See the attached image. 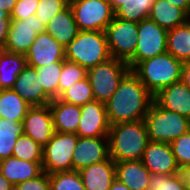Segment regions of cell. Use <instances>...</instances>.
<instances>
[{"label": "cell", "mask_w": 190, "mask_h": 190, "mask_svg": "<svg viewBox=\"0 0 190 190\" xmlns=\"http://www.w3.org/2000/svg\"><path fill=\"white\" fill-rule=\"evenodd\" d=\"M154 101L138 77L130 70L105 103L110 125L143 120Z\"/></svg>", "instance_id": "obj_1"}, {"label": "cell", "mask_w": 190, "mask_h": 190, "mask_svg": "<svg viewBox=\"0 0 190 190\" xmlns=\"http://www.w3.org/2000/svg\"><path fill=\"white\" fill-rule=\"evenodd\" d=\"M148 142V131L144 119L110 125L109 157L114 162L141 160Z\"/></svg>", "instance_id": "obj_2"}, {"label": "cell", "mask_w": 190, "mask_h": 190, "mask_svg": "<svg viewBox=\"0 0 190 190\" xmlns=\"http://www.w3.org/2000/svg\"><path fill=\"white\" fill-rule=\"evenodd\" d=\"M183 62L165 52L139 62L131 71L155 96L162 89L181 80Z\"/></svg>", "instance_id": "obj_3"}, {"label": "cell", "mask_w": 190, "mask_h": 190, "mask_svg": "<svg viewBox=\"0 0 190 190\" xmlns=\"http://www.w3.org/2000/svg\"><path fill=\"white\" fill-rule=\"evenodd\" d=\"M111 57L107 37L103 31H79L65 47V60L89 70Z\"/></svg>", "instance_id": "obj_4"}, {"label": "cell", "mask_w": 190, "mask_h": 190, "mask_svg": "<svg viewBox=\"0 0 190 190\" xmlns=\"http://www.w3.org/2000/svg\"><path fill=\"white\" fill-rule=\"evenodd\" d=\"M144 121L149 141L171 143L190 130V119L176 112L162 108L155 100Z\"/></svg>", "instance_id": "obj_5"}, {"label": "cell", "mask_w": 190, "mask_h": 190, "mask_svg": "<svg viewBox=\"0 0 190 190\" xmlns=\"http://www.w3.org/2000/svg\"><path fill=\"white\" fill-rule=\"evenodd\" d=\"M130 70L126 62L113 57L87 70L94 99L106 103Z\"/></svg>", "instance_id": "obj_6"}, {"label": "cell", "mask_w": 190, "mask_h": 190, "mask_svg": "<svg viewBox=\"0 0 190 190\" xmlns=\"http://www.w3.org/2000/svg\"><path fill=\"white\" fill-rule=\"evenodd\" d=\"M79 31H103L114 18L107 0H73L69 2Z\"/></svg>", "instance_id": "obj_7"}, {"label": "cell", "mask_w": 190, "mask_h": 190, "mask_svg": "<svg viewBox=\"0 0 190 190\" xmlns=\"http://www.w3.org/2000/svg\"><path fill=\"white\" fill-rule=\"evenodd\" d=\"M78 135L55 132L51 140L43 147L42 169L47 174L72 170Z\"/></svg>", "instance_id": "obj_8"}, {"label": "cell", "mask_w": 190, "mask_h": 190, "mask_svg": "<svg viewBox=\"0 0 190 190\" xmlns=\"http://www.w3.org/2000/svg\"><path fill=\"white\" fill-rule=\"evenodd\" d=\"M105 34L111 57L128 63L137 46L138 23L114 17Z\"/></svg>", "instance_id": "obj_9"}, {"label": "cell", "mask_w": 190, "mask_h": 190, "mask_svg": "<svg viewBox=\"0 0 190 190\" xmlns=\"http://www.w3.org/2000/svg\"><path fill=\"white\" fill-rule=\"evenodd\" d=\"M167 30L149 18L138 22L137 46L127 63L132 70L139 62L167 52Z\"/></svg>", "instance_id": "obj_10"}, {"label": "cell", "mask_w": 190, "mask_h": 190, "mask_svg": "<svg viewBox=\"0 0 190 190\" xmlns=\"http://www.w3.org/2000/svg\"><path fill=\"white\" fill-rule=\"evenodd\" d=\"M45 27L35 14L20 20L12 19L4 50L25 55Z\"/></svg>", "instance_id": "obj_11"}, {"label": "cell", "mask_w": 190, "mask_h": 190, "mask_svg": "<svg viewBox=\"0 0 190 190\" xmlns=\"http://www.w3.org/2000/svg\"><path fill=\"white\" fill-rule=\"evenodd\" d=\"M80 109L81 116L76 134L79 137H108L110 123L105 103L93 100Z\"/></svg>", "instance_id": "obj_12"}, {"label": "cell", "mask_w": 190, "mask_h": 190, "mask_svg": "<svg viewBox=\"0 0 190 190\" xmlns=\"http://www.w3.org/2000/svg\"><path fill=\"white\" fill-rule=\"evenodd\" d=\"M108 158V137H78L72 156V170L79 171Z\"/></svg>", "instance_id": "obj_13"}, {"label": "cell", "mask_w": 190, "mask_h": 190, "mask_svg": "<svg viewBox=\"0 0 190 190\" xmlns=\"http://www.w3.org/2000/svg\"><path fill=\"white\" fill-rule=\"evenodd\" d=\"M27 65L41 67L65 60V47L46 31L40 32L25 54Z\"/></svg>", "instance_id": "obj_14"}, {"label": "cell", "mask_w": 190, "mask_h": 190, "mask_svg": "<svg viewBox=\"0 0 190 190\" xmlns=\"http://www.w3.org/2000/svg\"><path fill=\"white\" fill-rule=\"evenodd\" d=\"M24 135L44 147L52 138L53 116L49 105L31 107L23 119Z\"/></svg>", "instance_id": "obj_15"}, {"label": "cell", "mask_w": 190, "mask_h": 190, "mask_svg": "<svg viewBox=\"0 0 190 190\" xmlns=\"http://www.w3.org/2000/svg\"><path fill=\"white\" fill-rule=\"evenodd\" d=\"M141 161L150 173L169 176L181 173L169 143L149 141Z\"/></svg>", "instance_id": "obj_16"}, {"label": "cell", "mask_w": 190, "mask_h": 190, "mask_svg": "<svg viewBox=\"0 0 190 190\" xmlns=\"http://www.w3.org/2000/svg\"><path fill=\"white\" fill-rule=\"evenodd\" d=\"M11 89L32 107L49 105L52 100L44 91L35 67L29 65H26L17 76L16 82Z\"/></svg>", "instance_id": "obj_17"}, {"label": "cell", "mask_w": 190, "mask_h": 190, "mask_svg": "<svg viewBox=\"0 0 190 190\" xmlns=\"http://www.w3.org/2000/svg\"><path fill=\"white\" fill-rule=\"evenodd\" d=\"M154 100L162 108L190 119V89L181 80L162 89Z\"/></svg>", "instance_id": "obj_18"}, {"label": "cell", "mask_w": 190, "mask_h": 190, "mask_svg": "<svg viewBox=\"0 0 190 190\" xmlns=\"http://www.w3.org/2000/svg\"><path fill=\"white\" fill-rule=\"evenodd\" d=\"M85 190H109L116 179L115 162L106 161L87 166L78 171Z\"/></svg>", "instance_id": "obj_19"}, {"label": "cell", "mask_w": 190, "mask_h": 190, "mask_svg": "<svg viewBox=\"0 0 190 190\" xmlns=\"http://www.w3.org/2000/svg\"><path fill=\"white\" fill-rule=\"evenodd\" d=\"M116 179L129 190H147L150 171L141 160L115 162Z\"/></svg>", "instance_id": "obj_20"}, {"label": "cell", "mask_w": 190, "mask_h": 190, "mask_svg": "<svg viewBox=\"0 0 190 190\" xmlns=\"http://www.w3.org/2000/svg\"><path fill=\"white\" fill-rule=\"evenodd\" d=\"M49 106L53 116L54 131L76 134L81 116L80 106L66 103L59 98L52 99Z\"/></svg>", "instance_id": "obj_21"}, {"label": "cell", "mask_w": 190, "mask_h": 190, "mask_svg": "<svg viewBox=\"0 0 190 190\" xmlns=\"http://www.w3.org/2000/svg\"><path fill=\"white\" fill-rule=\"evenodd\" d=\"M1 174L14 186L39 176L42 162H29L10 156L0 161Z\"/></svg>", "instance_id": "obj_22"}, {"label": "cell", "mask_w": 190, "mask_h": 190, "mask_svg": "<svg viewBox=\"0 0 190 190\" xmlns=\"http://www.w3.org/2000/svg\"><path fill=\"white\" fill-rule=\"evenodd\" d=\"M45 31L64 47L75 39L79 29L69 5L47 23Z\"/></svg>", "instance_id": "obj_23"}, {"label": "cell", "mask_w": 190, "mask_h": 190, "mask_svg": "<svg viewBox=\"0 0 190 190\" xmlns=\"http://www.w3.org/2000/svg\"><path fill=\"white\" fill-rule=\"evenodd\" d=\"M148 18L169 31L186 23L188 14L167 0H155Z\"/></svg>", "instance_id": "obj_24"}, {"label": "cell", "mask_w": 190, "mask_h": 190, "mask_svg": "<svg viewBox=\"0 0 190 190\" xmlns=\"http://www.w3.org/2000/svg\"><path fill=\"white\" fill-rule=\"evenodd\" d=\"M27 65L24 54L0 51V90L11 89Z\"/></svg>", "instance_id": "obj_25"}, {"label": "cell", "mask_w": 190, "mask_h": 190, "mask_svg": "<svg viewBox=\"0 0 190 190\" xmlns=\"http://www.w3.org/2000/svg\"><path fill=\"white\" fill-rule=\"evenodd\" d=\"M167 52L182 62L190 61V23L179 25L167 32Z\"/></svg>", "instance_id": "obj_26"}, {"label": "cell", "mask_w": 190, "mask_h": 190, "mask_svg": "<svg viewBox=\"0 0 190 190\" xmlns=\"http://www.w3.org/2000/svg\"><path fill=\"white\" fill-rule=\"evenodd\" d=\"M31 107L12 89L0 90V118L23 121Z\"/></svg>", "instance_id": "obj_27"}, {"label": "cell", "mask_w": 190, "mask_h": 190, "mask_svg": "<svg viewBox=\"0 0 190 190\" xmlns=\"http://www.w3.org/2000/svg\"><path fill=\"white\" fill-rule=\"evenodd\" d=\"M24 135L23 122L0 118V161L12 156L19 136Z\"/></svg>", "instance_id": "obj_28"}, {"label": "cell", "mask_w": 190, "mask_h": 190, "mask_svg": "<svg viewBox=\"0 0 190 190\" xmlns=\"http://www.w3.org/2000/svg\"><path fill=\"white\" fill-rule=\"evenodd\" d=\"M154 3L155 0H124L114 11V17L138 23L149 17Z\"/></svg>", "instance_id": "obj_29"}, {"label": "cell", "mask_w": 190, "mask_h": 190, "mask_svg": "<svg viewBox=\"0 0 190 190\" xmlns=\"http://www.w3.org/2000/svg\"><path fill=\"white\" fill-rule=\"evenodd\" d=\"M63 62H54L35 68L44 91L52 99L58 98L59 77L62 72Z\"/></svg>", "instance_id": "obj_30"}, {"label": "cell", "mask_w": 190, "mask_h": 190, "mask_svg": "<svg viewBox=\"0 0 190 190\" xmlns=\"http://www.w3.org/2000/svg\"><path fill=\"white\" fill-rule=\"evenodd\" d=\"M59 99L80 107L95 100L88 77L75 82L59 97Z\"/></svg>", "instance_id": "obj_31"}, {"label": "cell", "mask_w": 190, "mask_h": 190, "mask_svg": "<svg viewBox=\"0 0 190 190\" xmlns=\"http://www.w3.org/2000/svg\"><path fill=\"white\" fill-rule=\"evenodd\" d=\"M13 157L29 162L43 161V147L26 135L19 136L12 153Z\"/></svg>", "instance_id": "obj_32"}, {"label": "cell", "mask_w": 190, "mask_h": 190, "mask_svg": "<svg viewBox=\"0 0 190 190\" xmlns=\"http://www.w3.org/2000/svg\"><path fill=\"white\" fill-rule=\"evenodd\" d=\"M50 190H85L78 171H64L49 174Z\"/></svg>", "instance_id": "obj_33"}, {"label": "cell", "mask_w": 190, "mask_h": 190, "mask_svg": "<svg viewBox=\"0 0 190 190\" xmlns=\"http://www.w3.org/2000/svg\"><path fill=\"white\" fill-rule=\"evenodd\" d=\"M87 77V70L77 63L64 60L59 77L58 98L75 82Z\"/></svg>", "instance_id": "obj_34"}, {"label": "cell", "mask_w": 190, "mask_h": 190, "mask_svg": "<svg viewBox=\"0 0 190 190\" xmlns=\"http://www.w3.org/2000/svg\"><path fill=\"white\" fill-rule=\"evenodd\" d=\"M147 190H186V183L182 173L172 176L150 173Z\"/></svg>", "instance_id": "obj_35"}, {"label": "cell", "mask_w": 190, "mask_h": 190, "mask_svg": "<svg viewBox=\"0 0 190 190\" xmlns=\"http://www.w3.org/2000/svg\"><path fill=\"white\" fill-rule=\"evenodd\" d=\"M69 5L68 0H39L35 15L44 26Z\"/></svg>", "instance_id": "obj_36"}, {"label": "cell", "mask_w": 190, "mask_h": 190, "mask_svg": "<svg viewBox=\"0 0 190 190\" xmlns=\"http://www.w3.org/2000/svg\"><path fill=\"white\" fill-rule=\"evenodd\" d=\"M170 145L176 162L182 170L190 164V130L174 139Z\"/></svg>", "instance_id": "obj_37"}, {"label": "cell", "mask_w": 190, "mask_h": 190, "mask_svg": "<svg viewBox=\"0 0 190 190\" xmlns=\"http://www.w3.org/2000/svg\"><path fill=\"white\" fill-rule=\"evenodd\" d=\"M39 0H17L10 14L11 19H24L36 13Z\"/></svg>", "instance_id": "obj_38"}, {"label": "cell", "mask_w": 190, "mask_h": 190, "mask_svg": "<svg viewBox=\"0 0 190 190\" xmlns=\"http://www.w3.org/2000/svg\"><path fill=\"white\" fill-rule=\"evenodd\" d=\"M14 190H50L49 174L43 171L33 179L14 185Z\"/></svg>", "instance_id": "obj_39"}, {"label": "cell", "mask_w": 190, "mask_h": 190, "mask_svg": "<svg viewBox=\"0 0 190 190\" xmlns=\"http://www.w3.org/2000/svg\"><path fill=\"white\" fill-rule=\"evenodd\" d=\"M12 19H0V51L4 50Z\"/></svg>", "instance_id": "obj_40"}, {"label": "cell", "mask_w": 190, "mask_h": 190, "mask_svg": "<svg viewBox=\"0 0 190 190\" xmlns=\"http://www.w3.org/2000/svg\"><path fill=\"white\" fill-rule=\"evenodd\" d=\"M181 81L190 89V61L183 62Z\"/></svg>", "instance_id": "obj_41"}, {"label": "cell", "mask_w": 190, "mask_h": 190, "mask_svg": "<svg viewBox=\"0 0 190 190\" xmlns=\"http://www.w3.org/2000/svg\"><path fill=\"white\" fill-rule=\"evenodd\" d=\"M16 3L17 0H0V9L6 11L10 15Z\"/></svg>", "instance_id": "obj_42"}, {"label": "cell", "mask_w": 190, "mask_h": 190, "mask_svg": "<svg viewBox=\"0 0 190 190\" xmlns=\"http://www.w3.org/2000/svg\"><path fill=\"white\" fill-rule=\"evenodd\" d=\"M167 1L175 5L176 7L183 9L187 14L190 11L188 0H167Z\"/></svg>", "instance_id": "obj_43"}, {"label": "cell", "mask_w": 190, "mask_h": 190, "mask_svg": "<svg viewBox=\"0 0 190 190\" xmlns=\"http://www.w3.org/2000/svg\"><path fill=\"white\" fill-rule=\"evenodd\" d=\"M0 190H14V186L0 172Z\"/></svg>", "instance_id": "obj_44"}, {"label": "cell", "mask_w": 190, "mask_h": 190, "mask_svg": "<svg viewBox=\"0 0 190 190\" xmlns=\"http://www.w3.org/2000/svg\"><path fill=\"white\" fill-rule=\"evenodd\" d=\"M181 173L184 176L186 187L190 188V164L185 166L182 170Z\"/></svg>", "instance_id": "obj_45"}, {"label": "cell", "mask_w": 190, "mask_h": 190, "mask_svg": "<svg viewBox=\"0 0 190 190\" xmlns=\"http://www.w3.org/2000/svg\"><path fill=\"white\" fill-rule=\"evenodd\" d=\"M109 190H129L123 183L115 179Z\"/></svg>", "instance_id": "obj_46"}, {"label": "cell", "mask_w": 190, "mask_h": 190, "mask_svg": "<svg viewBox=\"0 0 190 190\" xmlns=\"http://www.w3.org/2000/svg\"><path fill=\"white\" fill-rule=\"evenodd\" d=\"M107 1L110 3L113 11H115L124 2V0H107Z\"/></svg>", "instance_id": "obj_47"}, {"label": "cell", "mask_w": 190, "mask_h": 190, "mask_svg": "<svg viewBox=\"0 0 190 190\" xmlns=\"http://www.w3.org/2000/svg\"><path fill=\"white\" fill-rule=\"evenodd\" d=\"M0 19H11V18H10V15L6 11L0 9Z\"/></svg>", "instance_id": "obj_48"}, {"label": "cell", "mask_w": 190, "mask_h": 190, "mask_svg": "<svg viewBox=\"0 0 190 190\" xmlns=\"http://www.w3.org/2000/svg\"><path fill=\"white\" fill-rule=\"evenodd\" d=\"M187 21L190 23V11L188 12V18Z\"/></svg>", "instance_id": "obj_49"}]
</instances>
